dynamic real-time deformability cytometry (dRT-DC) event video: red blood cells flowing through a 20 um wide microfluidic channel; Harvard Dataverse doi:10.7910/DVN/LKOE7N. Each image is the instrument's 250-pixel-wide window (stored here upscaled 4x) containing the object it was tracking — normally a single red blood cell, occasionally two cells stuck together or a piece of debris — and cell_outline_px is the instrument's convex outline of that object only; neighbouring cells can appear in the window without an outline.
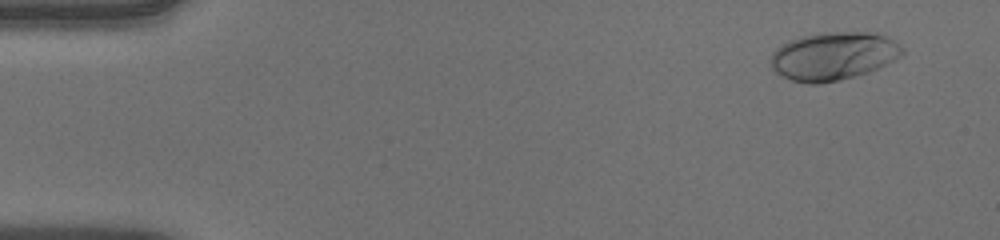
{"species": "human", "species_latin": "Homo sapiens", "temperature_condition": "warm", "stored_images_in_passage": 52, "camera_frame_rate_fps": 3000, "um_per_image_px": 0.085, "donor": {"sex": "male"}, "frame": {"image": 1, "passage_image": 4, "time_ms": 1.0, "image_size_px": [1000, 240], "cell_outline_px": [[904, 52], [900, 56], [868, 72], [840, 80], [820, 84], [808, 84], [792, 80], [776, 72], [772, 68], [772, 52], [776, 48], [792, 40], [804, 36], [840, 32], [876, 32], [892, 40], [904, 48]], "centroid_in_image_um": [70.85, 4.78], "position_along_channel_um": 14.2, "area_um2": 36.18}}
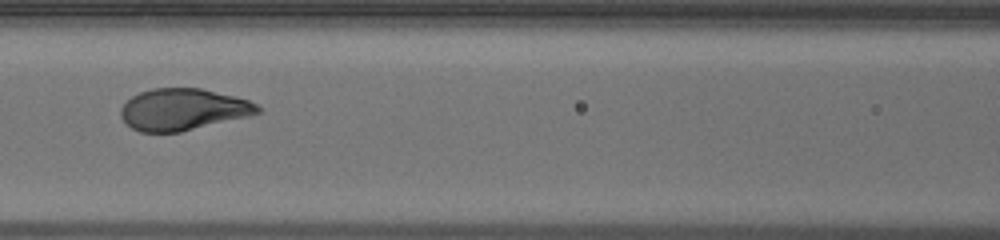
{"frame": {"image": 2, "passage_image": 24, "time_ms": 7.667, "image_size_px": [1000, 240], "cell_outline_px": [[260, 112], [248, 116], [180, 132], [140, 132], [132, 128], [120, 116], [120, 108], [132, 96], [140, 92], [152, 88], [200, 88], [248, 100], [256, 104], [260, 108]], "centroid_in_image_um": [15.52, 9.3], "position_along_channel_um": 151.1, "area_um2": 32.89}}
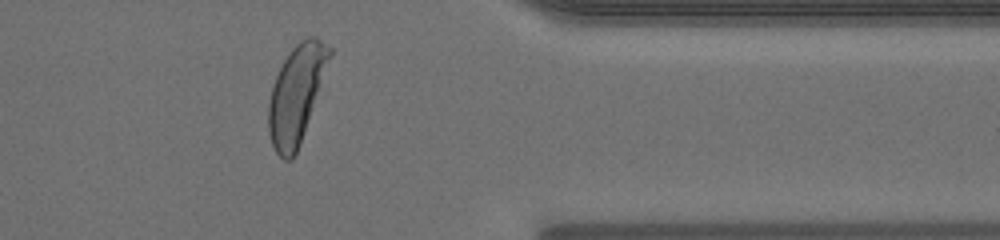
{"frame": {"image": 3, "passage_image": 43, "time_ms": 14.0, "image_size_px": [1000, 240], "cell_outline_px": [[332, 56], [300, 144], [292, 160], [284, 160], [276, 152], [272, 144], [268, 132], [268, 104], [272, 88], [276, 76], [288, 52], [300, 40], [308, 36], [316, 36], [332, 48]], "centroid_in_image_um": [25.2, 7.98], "position_along_channel_um": 386.2, "area_um2": 34.62}, "authors_computed_cell_mechanics": {"area_um2": 34.5066, "velocity_mm_per_s": 3.9371, "shape_relaxation_time_tau1_ms": 2.7294, "shape_relaxation_time_tau2_ms": null, "deformation_change_tau1": 0.1789, "deformation_change_tau2": null}}